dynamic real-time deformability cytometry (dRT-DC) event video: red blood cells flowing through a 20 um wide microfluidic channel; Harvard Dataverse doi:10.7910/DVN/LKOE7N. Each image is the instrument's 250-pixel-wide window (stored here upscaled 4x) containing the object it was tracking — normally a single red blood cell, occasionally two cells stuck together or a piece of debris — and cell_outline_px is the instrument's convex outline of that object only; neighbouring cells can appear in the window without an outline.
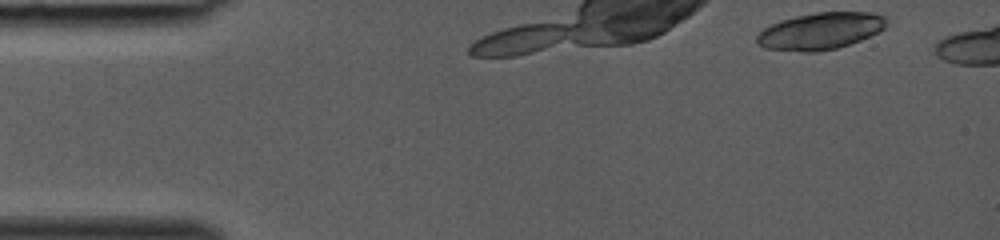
{"species": "common noctule bat (a hibernating species)", "species_latin": "Nyctalus noctula", "temperature_condition": "room temperature", "stored_images_in_passage": 25, "camera_frame_rate_fps": 3000, "um_per_image_px": 0.085, "animal": {"sex": "female", "body_mass_g": 19.0, "forearm_length_mm": 53.3}, "frame": {"image": 1, "passage_image": 1, "time_ms": 0.0, "image_size_px": [1000, 240], "cell_outline_px": [[888, 20], [884, 28], [880, 32], [860, 40], [836, 48], [816, 52], [804, 52], [764, 48], [756, 44], [756, 36], [768, 24], [780, 20], [796, 16], [816, 12], [868, 12], [888, 16]], "centroid_in_image_um": [69.73, 2.63], "position_along_channel_um": 15.3, "area_um2": 28.09}}
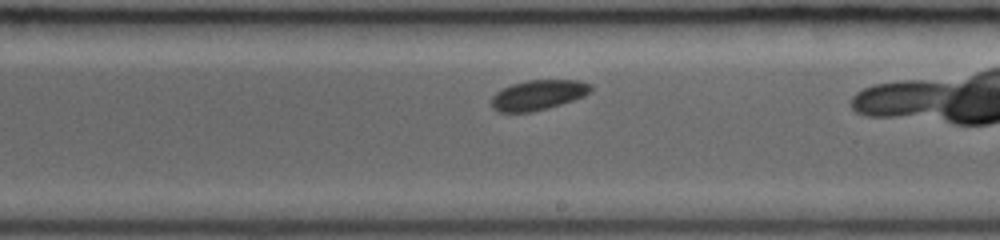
{"frame": {"image": 2, "passage_image": 15, "time_ms": 4.667, "image_size_px": [1000, 240], "cell_outline_px": [[592, 88], [584, 96], [548, 108], [532, 112], [500, 112], [492, 108], [492, 96], [496, 92], [512, 84], [528, 80], [580, 80], [592, 84]], "centroid_in_image_um": [45.74, 8.07], "position_along_channel_um": 243.3, "area_um2": 17.28}}
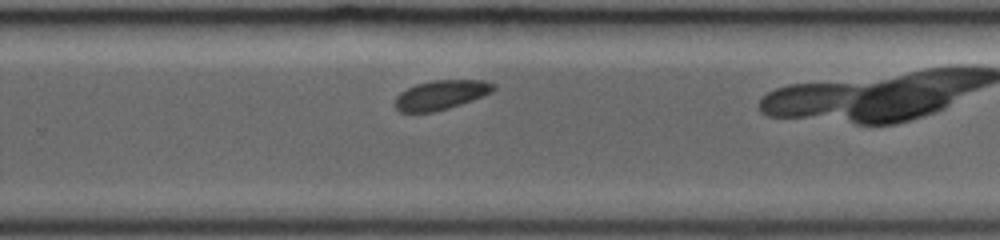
{"frame": {"image": 3, "passage_image": 18, "time_ms": 5.667, "image_size_px": [1000, 240], "cell_outline_px": [[496, 88], [492, 92], [472, 100], [448, 108], [432, 112], [400, 112], [392, 104], [396, 96], [400, 92], [416, 84], [432, 80], [484, 80], [496, 84]], "centroid_in_image_um": [37.46, 8.06], "position_along_channel_um": 292.3, "area_um2": 16.94}}